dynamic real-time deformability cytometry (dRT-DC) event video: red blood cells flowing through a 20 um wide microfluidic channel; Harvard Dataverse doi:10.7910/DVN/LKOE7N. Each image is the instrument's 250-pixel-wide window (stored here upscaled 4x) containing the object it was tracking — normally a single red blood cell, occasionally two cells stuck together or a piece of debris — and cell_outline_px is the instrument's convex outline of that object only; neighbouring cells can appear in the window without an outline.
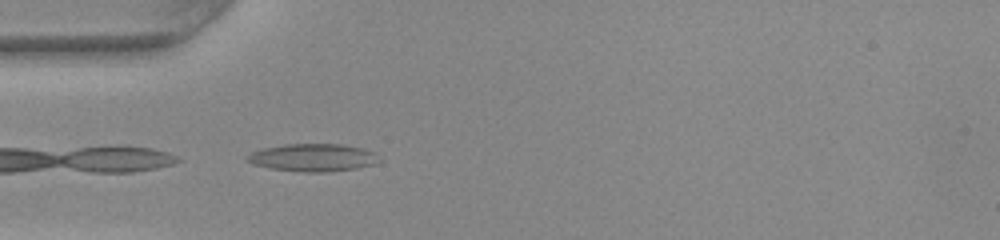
{"species": "common noctule bat (a hibernating species)", "species_latin": "Nyctalus noctula", "temperature_condition": "warm", "stored_images_in_passage": 4, "camera_frame_rate_fps": 3000, "um_per_image_px": 0.085, "animal": {"sex": "female", "body_mass_g": 22.0, "forearm_length_mm": 56.7}, "frame": {"image": 1, "passage_image": 1, "time_ms": 0.0, "image_size_px": [1000, 240], "cell_outline_px": [[380, 160], [372, 164], [356, 168], [328, 172], [304, 172], [272, 168], [252, 164], [244, 156], [252, 152], [264, 148], [284, 144], [340, 144], [360, 148], [376, 152]], "centroid_in_image_um": [26.59, 13.39], "position_along_channel_um": 58.4, "area_um2": 21.1}}